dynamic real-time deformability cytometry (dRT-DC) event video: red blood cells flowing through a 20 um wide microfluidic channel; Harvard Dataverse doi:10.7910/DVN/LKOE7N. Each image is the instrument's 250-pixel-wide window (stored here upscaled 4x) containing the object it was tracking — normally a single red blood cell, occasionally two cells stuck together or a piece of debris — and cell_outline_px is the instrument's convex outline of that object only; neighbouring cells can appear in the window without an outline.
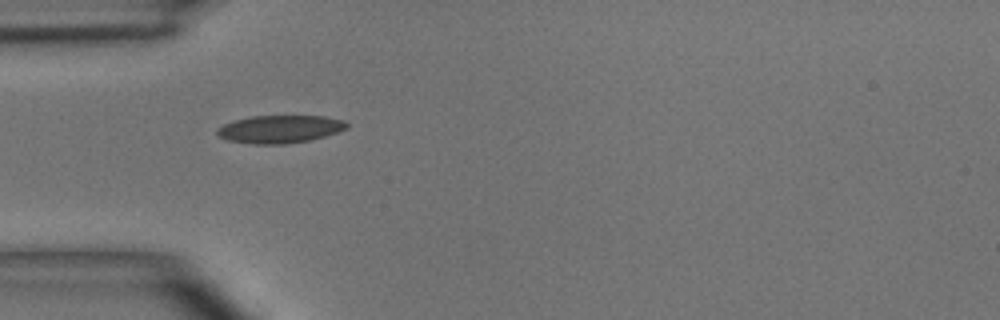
{"species": "common noctule bat (a hibernating species)", "species_latin": "Nyctalus noctula", "temperature_condition": "room temperature", "stored_images_in_passage": 2, "camera_frame_rate_fps": 3000, "um_per_image_px": 0.085, "animal": {"sex": "male", "body_mass_g": 15.6}, "frame": {"image": 1, "passage_image": 1, "time_ms": 0.0, "image_size_px": [1000, 320], "cell_outline_px": [[348, 128], [312, 140], [284, 144], [252, 144], [228, 140], [220, 136], [216, 132], [216, 128], [224, 124], [236, 120], [252, 116], [324, 116], [344, 120], [348, 124]], "centroid_in_image_um": [23.8, 10.98], "position_along_channel_um": 61.2, "area_um2": 20.92}}
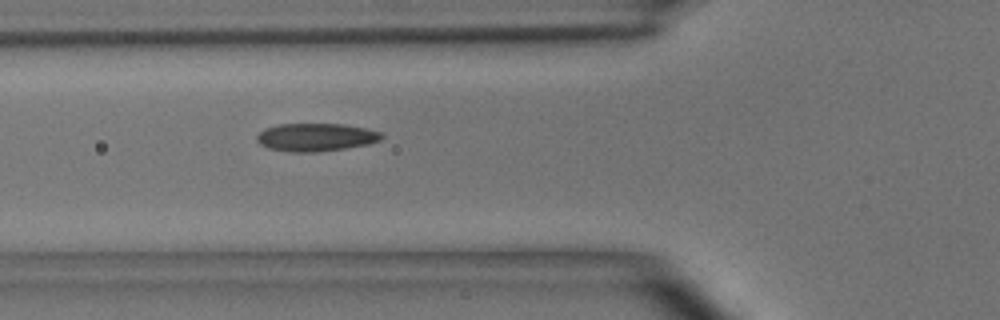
{"frame": {"image": 2, "passage_image": 2, "time_ms": 1.0, "image_size_px": [1000, 320], "cell_outline_px": [[384, 136], [380, 140], [368, 144], [344, 148], [316, 152], [292, 152], [268, 148], [260, 144], [256, 140], [256, 136], [264, 128], [280, 124], [344, 124], [384, 132]], "centroid_in_image_um": [26.85, 11.66], "position_along_channel_um": 98.9, "area_um2": 20.35}}